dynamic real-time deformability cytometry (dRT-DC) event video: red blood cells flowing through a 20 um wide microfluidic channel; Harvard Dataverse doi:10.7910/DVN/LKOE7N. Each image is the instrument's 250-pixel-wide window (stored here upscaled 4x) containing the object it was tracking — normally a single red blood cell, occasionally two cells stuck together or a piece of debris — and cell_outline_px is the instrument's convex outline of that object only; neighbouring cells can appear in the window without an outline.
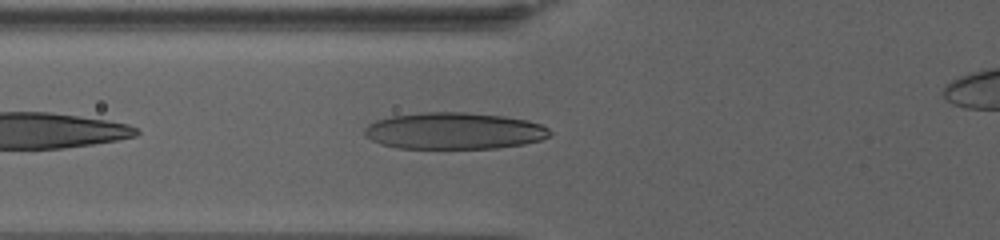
{"species": "human", "species_latin": "Homo sapiens", "temperature_condition": "warm", "stored_images_in_passage": 46, "camera_frame_rate_fps": 3000, "um_per_image_px": 0.085, "donor": {"sex": "female"}, "frame": {"image": 1, "passage_image": 5, "time_ms": 1.333, "image_size_px": [1000, 240], "cell_outline_px": [[552, 132], [548, 136], [540, 140], [524, 144], [496, 148], [396, 148], [380, 144], [364, 136], [364, 128], [368, 124], [376, 120], [392, 116], [420, 112], [464, 112], [504, 116], [528, 120], [540, 124], [548, 128]], "centroid_in_image_um": [38.57, 11.12], "position_along_channel_um": 87.2, "area_um2": 39.77}}
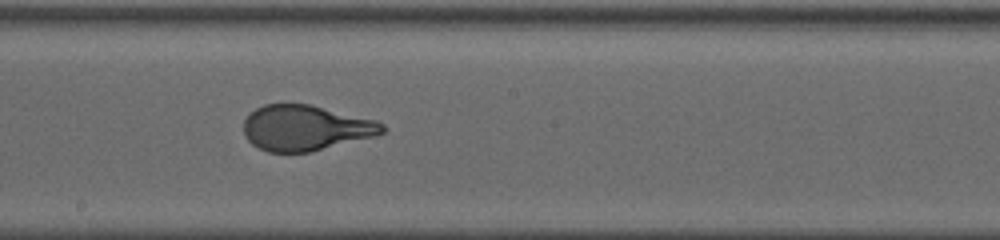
{"frame": {"image": 2, "passage_image": 19, "time_ms": 6.0, "image_size_px": [1000, 240], "cell_outline_px": [[388, 128], [384, 132], [372, 136], [312, 152], [268, 152], [252, 144], [244, 136], [244, 120], [256, 108], [264, 104], [308, 104], [376, 120], [384, 124]], "centroid_in_image_um": [25.96, 10.87], "position_along_channel_um": 222.2, "area_um2": 36.53}}
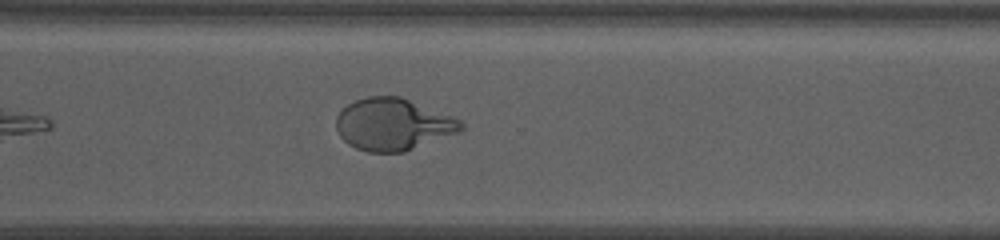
{"frame": {"image": 3, "passage_image": 31, "time_ms": 10.0, "image_size_px": [1000, 240], "cell_outline_px": [[464, 128], [460, 132], [404, 152], [368, 152], [356, 148], [348, 144], [340, 136], [336, 128], [336, 116], [348, 104], [356, 100], [368, 96], [400, 96], [452, 116], [460, 120], [464, 124]], "centroid_in_image_um": [33.41, 10.57], "position_along_channel_um": 337.2, "area_um2": 37.8}}